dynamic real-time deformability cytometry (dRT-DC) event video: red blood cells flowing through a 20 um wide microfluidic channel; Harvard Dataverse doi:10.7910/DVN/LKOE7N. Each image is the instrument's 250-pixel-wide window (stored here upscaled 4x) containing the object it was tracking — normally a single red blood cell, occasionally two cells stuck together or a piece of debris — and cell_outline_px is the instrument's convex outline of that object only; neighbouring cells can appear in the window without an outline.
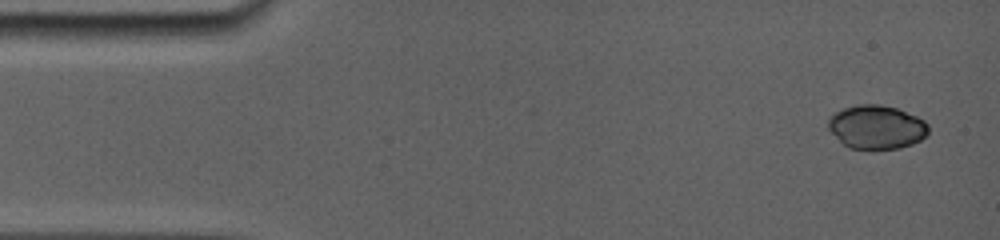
{"species": "common noctule bat (a hibernating species)", "species_latin": "Nyctalus noctula", "temperature_condition": "room temperature", "stored_images_in_passage": 11, "camera_frame_rate_fps": 5000, "um_per_image_px": 0.085, "animal": {"sex": "female", "body_mass_g": 19.0, "forearm_length_mm": 56.7}, "frame": {"image": 1, "passage_image": 1, "time_ms": 0.0, "image_size_px": [1000, 240], "cell_outline_px": [[928, 132], [920, 140], [896, 148], [852, 148], [844, 144], [828, 128], [828, 120], [836, 112], [844, 108], [860, 104], [880, 104], [896, 108], [916, 116], [924, 120], [928, 124]], "centroid_in_image_um": [74.51, 10.77], "position_along_channel_um": 10.5, "area_um2": 24.91}}
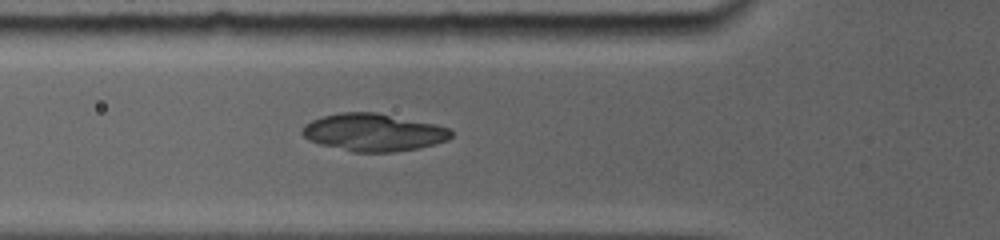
{"frame": {"image": 2, "passage_image": 8, "time_ms": 5.0, "image_size_px": [1000, 240], "cell_outline_px": [[452, 136], [448, 140], [416, 148], [392, 152], [352, 152], [320, 144], [304, 136], [300, 132], [312, 120], [324, 116], [340, 112], [376, 112], [432, 124], [448, 128], [452, 132]], "centroid_in_image_um": [31.73, 11.25], "position_along_channel_um": 94.1, "area_um2": 31.96}}
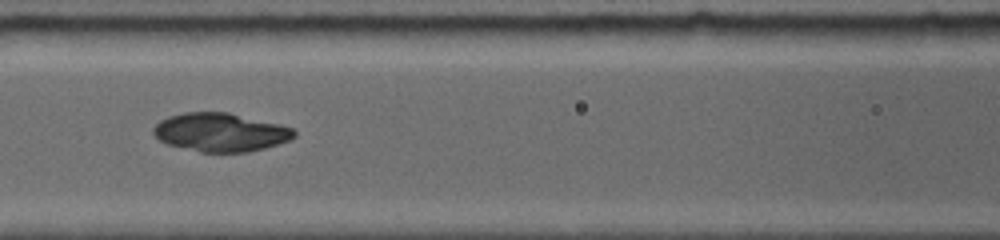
{"frame": {"image": 3, "passage_image": 10, "time_ms": 6.4, "image_size_px": [1000, 240], "cell_outline_px": [[296, 136], [288, 140], [264, 148], [244, 152], [200, 152], [168, 144], [160, 140], [152, 132], [152, 128], [160, 120], [168, 116], [184, 112], [228, 112], [292, 128], [296, 132]], "centroid_in_image_um": [18.69, 11.24], "position_along_channel_um": 147.9, "area_um2": 31.21}}